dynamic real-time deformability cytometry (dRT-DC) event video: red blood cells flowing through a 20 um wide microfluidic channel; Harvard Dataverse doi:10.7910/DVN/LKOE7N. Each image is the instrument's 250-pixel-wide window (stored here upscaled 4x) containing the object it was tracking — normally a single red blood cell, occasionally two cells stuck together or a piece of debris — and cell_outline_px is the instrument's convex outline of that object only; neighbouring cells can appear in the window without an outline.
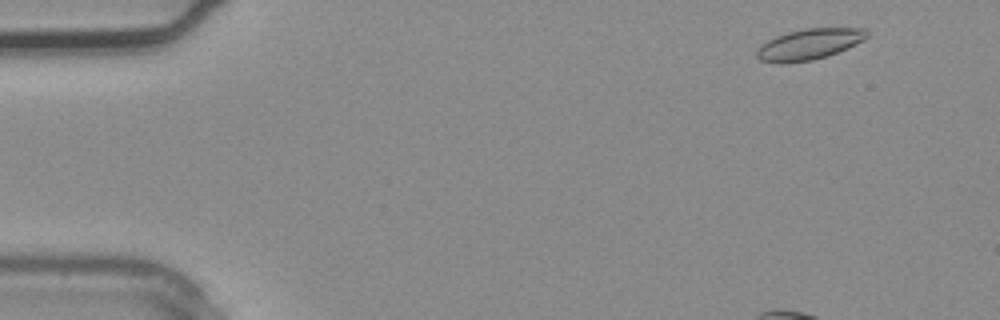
{"species": "common noctule bat (a hibernating species)", "species_latin": "Nyctalus noctula", "temperature_condition": "warm", "stored_images_in_passage": 4, "camera_frame_rate_fps": 3000, "um_per_image_px": 0.085, "animal": {"sex": "male", "body_mass_g": 20.4}, "frame": {"image": 1, "passage_image": 1, "time_ms": 0.0, "image_size_px": [1000, 320], "cell_outline_px": [[868, 36], [864, 40], [828, 56], [812, 60], [784, 64], [780, 64], [760, 60], [756, 56], [756, 48], [760, 44], [776, 36], [788, 32], [804, 28], [864, 28], [868, 32]], "centroid_in_image_um": [68.73, 3.77], "position_along_channel_um": 16.3, "area_um2": 19.94}}